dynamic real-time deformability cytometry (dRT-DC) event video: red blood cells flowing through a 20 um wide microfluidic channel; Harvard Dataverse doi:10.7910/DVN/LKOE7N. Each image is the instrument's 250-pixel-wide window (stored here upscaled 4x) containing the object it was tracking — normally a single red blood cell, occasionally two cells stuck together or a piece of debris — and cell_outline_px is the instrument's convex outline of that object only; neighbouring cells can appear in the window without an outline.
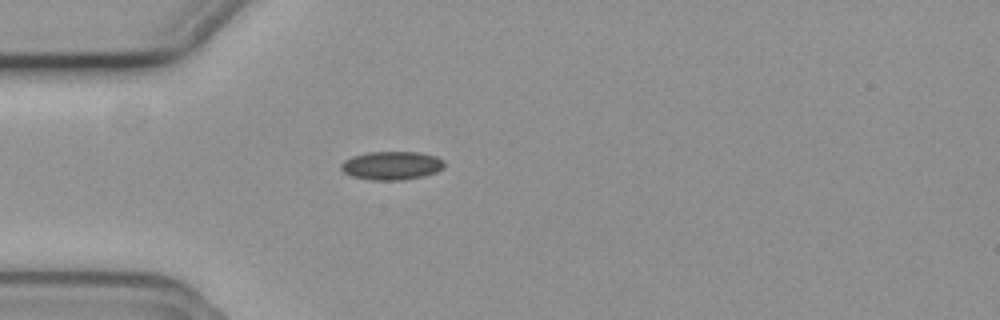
{"species": "common noctule bat (a hibernating species)", "species_latin": "Nyctalus noctula", "temperature_condition": "cold", "stored_images_in_passage": 41, "camera_frame_rate_fps": 3000, "um_per_image_px": 0.085, "animal": {"sex": "female", "body_mass_g": 19.3, "forearm_length_mm": 54.1}, "frame": {"image": 1, "passage_image": 1, "time_ms": 0.0, "image_size_px": [1000, 320], "cell_outline_px": [[444, 168], [436, 172], [424, 176], [404, 180], [368, 180], [352, 176], [344, 172], [340, 168], [340, 164], [344, 160], [352, 156], [368, 152], [420, 152], [436, 156], [444, 160]], "centroid_in_image_um": [33.29, 14.07], "position_along_channel_um": 51.7, "area_um2": 17.34}}
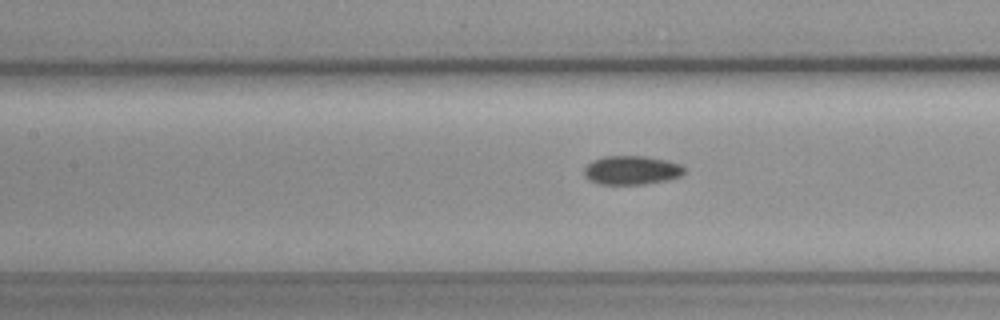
{"frame": {"image": 2, "passage_image": 10, "time_ms": 3.0, "image_size_px": [1000, 320], "cell_outline_px": [[684, 172], [680, 176], [668, 180], [644, 184], [600, 184], [588, 180], [584, 176], [584, 168], [592, 160], [604, 156], [644, 156], [664, 160], [680, 164], [684, 168]], "centroid_in_image_um": [53.65, 14.47], "position_along_channel_um": 153.8, "area_um2": 16.82}}
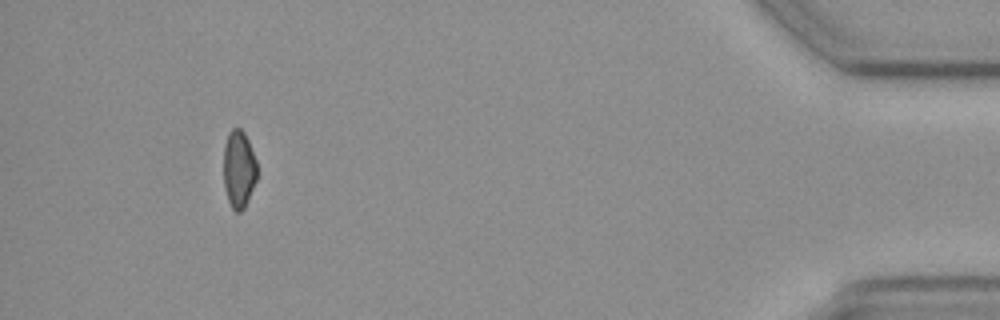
{"frame": {"image": 3, "passage_image": 37, "time_ms": 12.0, "image_size_px": [1000, 320], "cell_outline_px": [[256, 180], [244, 208], [240, 212], [236, 212], [232, 208], [228, 200], [224, 184], [224, 144], [228, 132], [232, 128], [240, 128], [244, 132], [248, 140], [256, 160]], "centroid_in_image_um": [20.29, 14.35], "position_along_channel_um": 414.9, "area_um2": 15.03}, "authors_computed_cell_mechanics": {"area_um2": 16.2996, "velocity_mm_per_s": 3.7194, "shape_relaxation_time_tau1_ms": 1.8338, "shape_relaxation_time_tau2_ms": null, "deformation_change_tau1": 0.0563, "deformation_change_tau2": null}}